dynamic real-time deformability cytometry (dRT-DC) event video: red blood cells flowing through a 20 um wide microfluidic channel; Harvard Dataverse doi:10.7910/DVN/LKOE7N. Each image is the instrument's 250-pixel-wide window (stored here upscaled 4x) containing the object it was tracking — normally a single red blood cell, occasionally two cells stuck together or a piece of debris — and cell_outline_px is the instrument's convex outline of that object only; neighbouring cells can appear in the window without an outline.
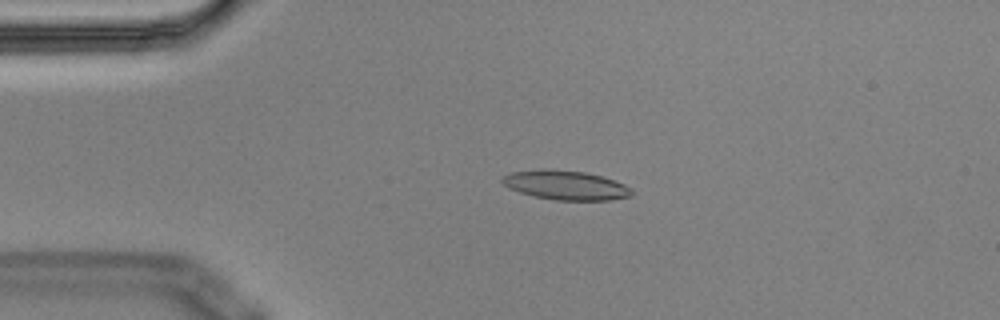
{"species": "Egyptian fruit bat (a non-hibernating species)", "species_latin": "Rousettus aegyptiacus", "temperature_condition": "cold", "stored_images_in_passage": 4, "camera_frame_rate_fps": 3000, "um_per_image_px": 0.085, "animal": {"sex": "male"}, "frame": {"image": 1, "passage_image": 3, "time_ms": 0.667, "image_size_px": [1000, 320], "cell_outline_px": [[632, 196], [608, 200], [556, 200], [532, 196], [508, 188], [500, 180], [500, 176], [512, 172], [544, 168], [584, 172], [604, 176], [624, 184], [632, 188]], "centroid_in_image_um": [48.06, 15.73], "position_along_channel_um": 36.9, "area_um2": 22.31}}